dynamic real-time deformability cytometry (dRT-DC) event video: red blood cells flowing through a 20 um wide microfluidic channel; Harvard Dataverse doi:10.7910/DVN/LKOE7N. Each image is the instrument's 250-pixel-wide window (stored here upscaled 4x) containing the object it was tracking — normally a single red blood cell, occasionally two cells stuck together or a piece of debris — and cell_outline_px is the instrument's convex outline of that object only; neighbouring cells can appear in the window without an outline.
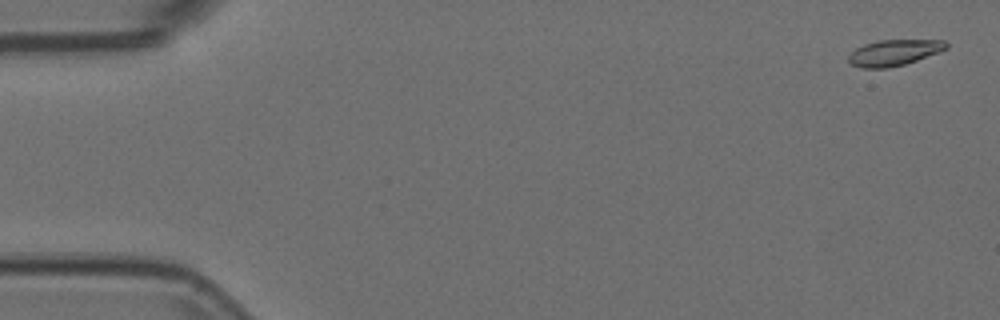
{"species": "Egyptian fruit bat (a non-hibernating species)", "species_latin": "Rousettus aegyptiacus", "temperature_condition": "room temperature", "stored_images_in_passage": 7, "camera_frame_rate_fps": 3000, "um_per_image_px": 0.085, "animal": {"sex": "female"}, "frame": {"image": 1, "passage_image": 1, "time_ms": 0.0, "image_size_px": [1000, 320], "cell_outline_px": [[948, 48], [916, 60], [904, 64], [888, 68], [860, 68], [852, 64], [848, 60], [848, 56], [856, 48], [864, 44], [880, 40], [944, 40], [948, 44]], "centroid_in_image_um": [75.97, 4.47], "position_along_channel_um": 9.0, "area_um2": 14.62}}
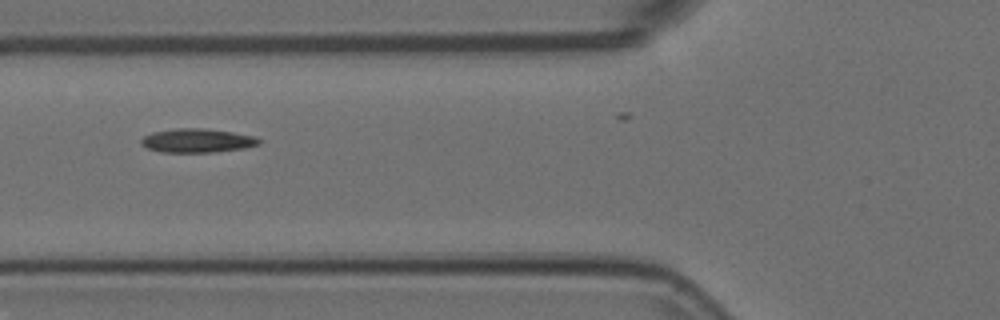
{"frame": {"image": 2, "passage_image": 5, "time_ms": 1.333, "image_size_px": [1000, 320], "cell_outline_px": [[260, 144], [244, 148], [212, 152], [160, 152], [148, 148], [140, 144], [140, 140], [144, 136], [152, 132], [176, 128], [204, 128], [232, 132], [256, 136], [260, 140]], "centroid_in_image_um": [16.75, 11.94], "position_along_channel_um": 109.1, "area_um2": 16.42}}
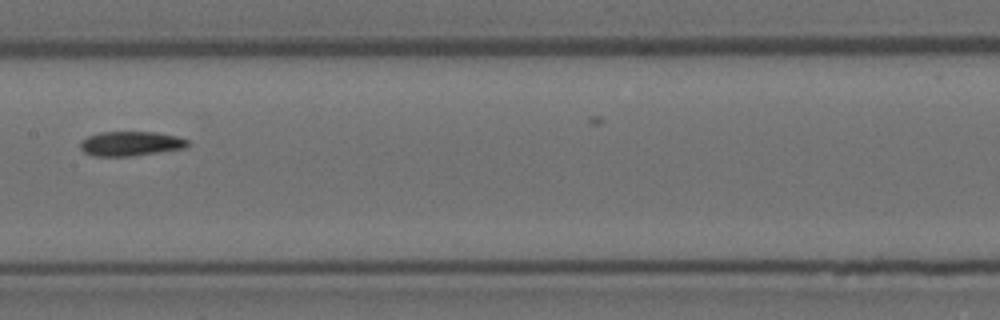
{"frame": {"image": 3, "passage_image": 7, "time_ms": 2.0, "image_size_px": [1000, 320], "cell_outline_px": [[188, 148], [132, 156], [96, 156], [84, 152], [80, 148], [80, 140], [88, 136], [100, 132], [156, 132], [176, 136], [188, 140]], "centroid_in_image_um": [11.11, 12.21], "position_along_channel_um": 196.3, "area_um2": 15.43}}